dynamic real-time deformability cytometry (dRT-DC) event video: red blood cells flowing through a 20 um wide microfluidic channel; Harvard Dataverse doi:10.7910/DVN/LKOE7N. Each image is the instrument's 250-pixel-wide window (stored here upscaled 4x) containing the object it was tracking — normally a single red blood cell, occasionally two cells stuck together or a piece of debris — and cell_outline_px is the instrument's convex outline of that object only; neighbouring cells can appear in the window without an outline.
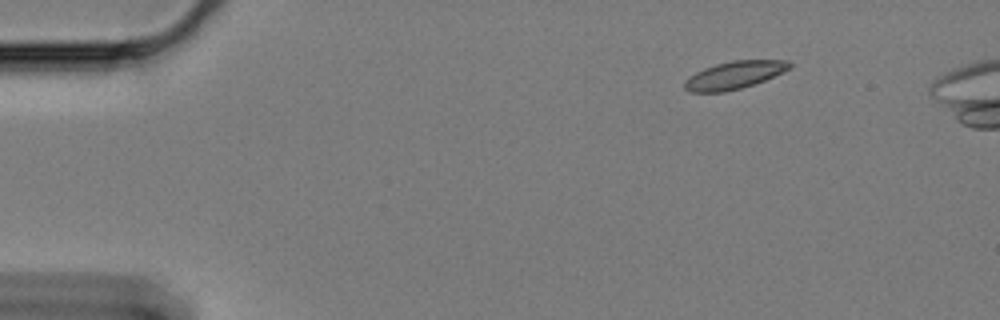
{"species": "Egyptian fruit bat (a non-hibernating species)", "species_latin": "Rousettus aegyptiacus", "temperature_condition": "cold", "stored_images_in_passage": 51, "camera_frame_rate_fps": 3000, "um_per_image_px": 0.085, "animal": {"sex": "female"}, "frame": {"image": 1, "passage_image": 1, "time_ms": 0.0, "image_size_px": [1000, 320], "cell_outline_px": [[792, 64], [788, 68], [764, 80], [740, 88], [724, 92], [688, 92], [684, 88], [684, 80], [688, 76], [704, 68], [716, 64], [732, 60], [788, 60]], "centroid_in_image_um": [62.33, 6.38], "position_along_channel_um": 22.7, "area_um2": 16.7}}
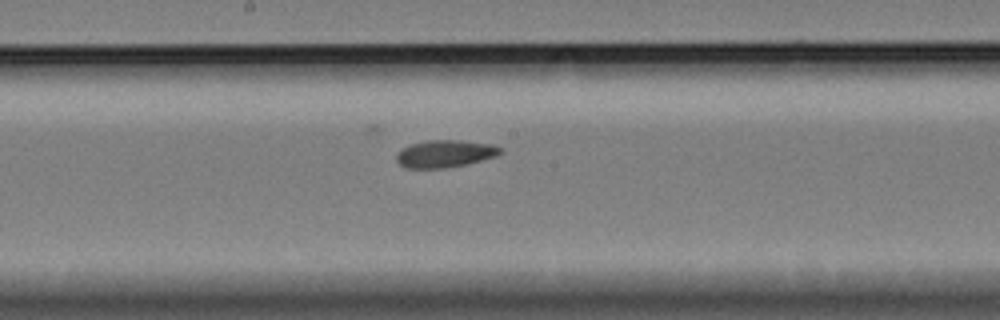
{"frame": {"image": 2, "passage_image": 26, "time_ms": 8.333, "image_size_px": [1000, 320], "cell_outline_px": [[504, 148], [496, 156], [468, 164], [444, 168], [404, 168], [396, 160], [396, 156], [404, 148], [412, 144], [428, 140], [460, 140], [492, 144]], "centroid_in_image_um": [37.86, 13.07], "position_along_channel_um": 210.3, "area_um2": 16.47}}
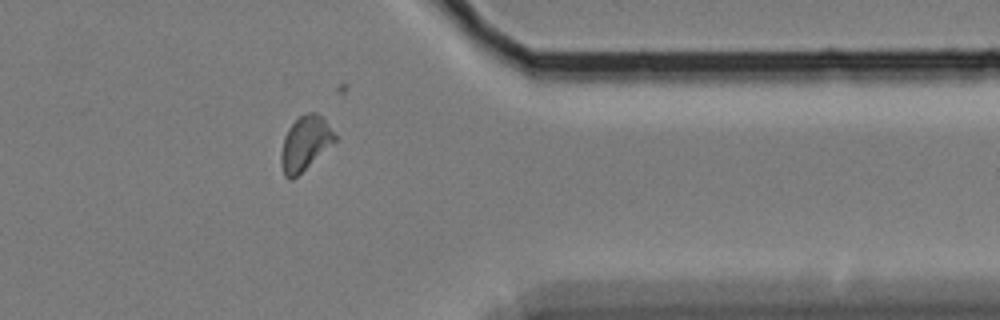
{"frame": {"image": 3, "passage_image": 43, "time_ms": 14.0, "image_size_px": [1000, 320], "cell_outline_px": [[336, 140], [292, 180], [288, 180], [284, 176], [280, 160], [280, 156], [284, 136], [288, 128], [300, 116], [308, 112], [316, 112], [324, 116], [336, 136]], "centroid_in_image_um": [25.92, 12.16], "position_along_channel_um": 385.5, "area_um2": 16.88}}